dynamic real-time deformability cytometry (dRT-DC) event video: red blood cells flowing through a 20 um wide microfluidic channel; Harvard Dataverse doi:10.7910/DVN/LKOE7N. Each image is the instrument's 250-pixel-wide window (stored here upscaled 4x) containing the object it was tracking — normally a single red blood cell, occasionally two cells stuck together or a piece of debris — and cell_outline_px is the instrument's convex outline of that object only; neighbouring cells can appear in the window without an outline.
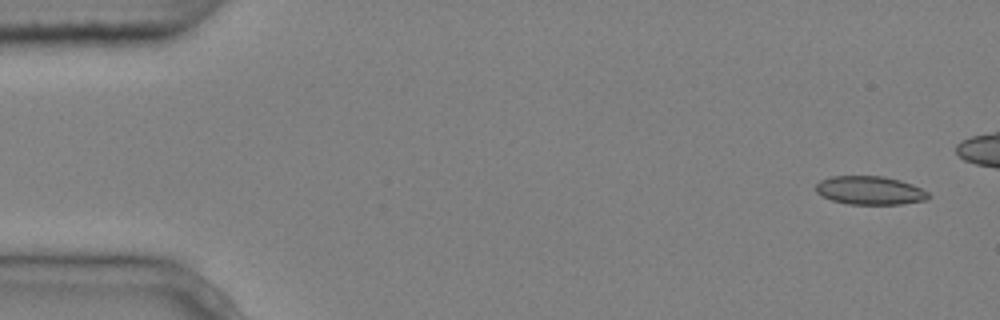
{"species": "common noctule bat (a hibernating species)", "species_latin": "Nyctalus noctula", "temperature_condition": "cold", "stored_images_in_passage": 7, "camera_frame_rate_fps": 3000, "um_per_image_px": 0.085, "animal": {"sex": "male", "body_mass_g": 20.4}, "frame": {"image": 1, "passage_image": 1, "time_ms": 0.0, "image_size_px": [1000, 320], "cell_outline_px": [[932, 196], [924, 200], [900, 204], [848, 204], [832, 200], [820, 196], [816, 192], [816, 184], [820, 180], [832, 176], [884, 176], [900, 180], [912, 184], [928, 192]], "centroid_in_image_um": [73.92, 16.18], "position_along_channel_um": 11.1, "area_um2": 18.73}}
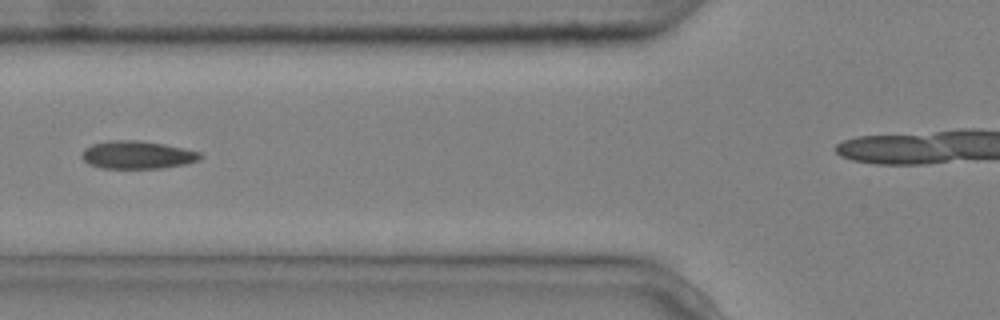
{"frame": {"image": 2, "passage_image": 6, "time_ms": 1.667, "image_size_px": [1000, 320], "cell_outline_px": [[204, 156], [200, 160], [184, 164], [160, 168], [100, 168], [88, 164], [80, 156], [84, 148], [92, 144], [108, 140], [140, 140], [164, 144], [184, 148], [200, 152]], "centroid_in_image_um": [11.65, 13.16], "position_along_channel_um": 114.1, "area_um2": 19.42}}